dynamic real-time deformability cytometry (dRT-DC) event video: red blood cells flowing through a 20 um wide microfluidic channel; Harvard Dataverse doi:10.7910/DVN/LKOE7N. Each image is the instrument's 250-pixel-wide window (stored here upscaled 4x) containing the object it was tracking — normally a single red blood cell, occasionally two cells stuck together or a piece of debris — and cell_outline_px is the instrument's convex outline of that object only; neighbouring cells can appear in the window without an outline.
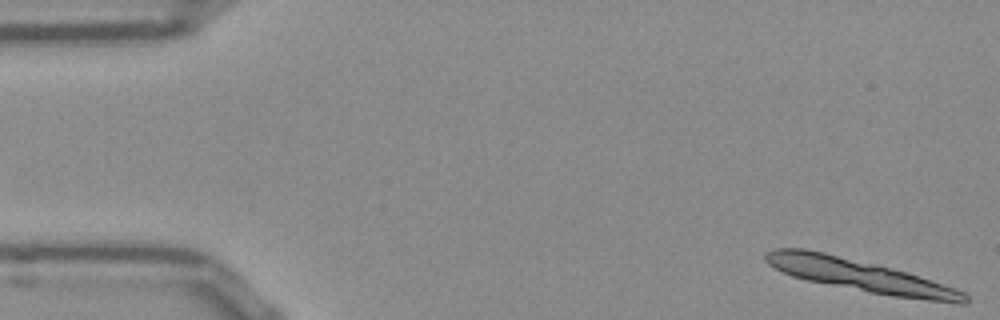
{"species": "Egyptian fruit bat (a non-hibernating species)", "species_latin": "Rousettus aegyptiacus", "temperature_condition": "room temperature", "stored_images_in_passage": 12, "camera_frame_rate_fps": 3000, "um_per_image_px": 0.085, "frame": {"image": 1, "passage_image": 1, "time_ms": 0.0, "image_size_px": [1000, 320], "cell_outline_px": [[968, 304], [960, 304], [892, 296], [808, 280], [792, 276], [768, 264], [764, 260], [764, 252], [772, 248], [804, 248], [824, 252], [920, 276], [964, 292], [968, 296]], "centroid_in_image_um": [73.06, 23.41], "position_along_channel_um": 11.9, "area_um2": 36.47}}